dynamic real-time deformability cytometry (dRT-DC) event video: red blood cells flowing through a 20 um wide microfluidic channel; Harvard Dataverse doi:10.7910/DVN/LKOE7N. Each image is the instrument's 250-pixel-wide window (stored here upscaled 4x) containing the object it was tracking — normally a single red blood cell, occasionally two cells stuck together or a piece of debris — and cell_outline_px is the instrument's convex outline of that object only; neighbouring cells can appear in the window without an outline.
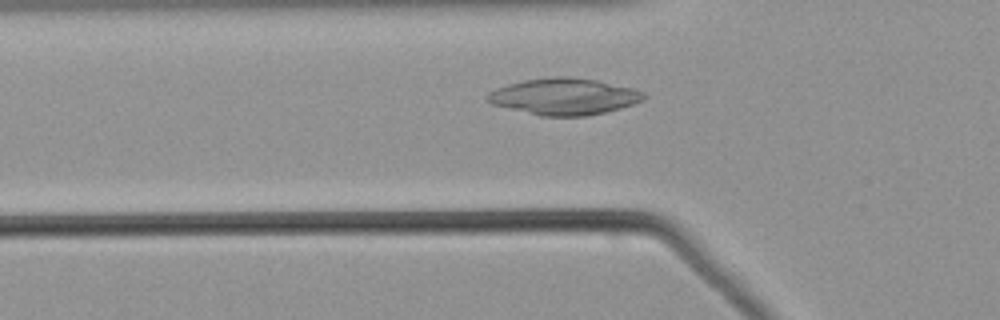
{"species": "common noctule bat (a hibernating species)", "species_latin": "Nyctalus noctula", "temperature_condition": "warm", "stored_images_in_passage": 43, "camera_frame_rate_fps": 3000, "um_per_image_px": 0.085, "animal": {"sex": "male", "body_mass_g": 21.5, "forearm_length_mm": 52.0}, "frame": {"image": 1, "passage_image": 8, "time_ms": 2.333, "image_size_px": [1000, 320], "cell_outline_px": [[644, 100], [620, 108], [588, 116], [540, 116], [492, 104], [484, 100], [484, 96], [488, 92], [496, 88], [508, 84], [524, 80], [552, 76], [568, 76], [596, 80], [632, 88], [644, 92]], "centroid_in_image_um": [47.89, 8.2], "position_along_channel_um": 77.9, "area_um2": 33.35}}
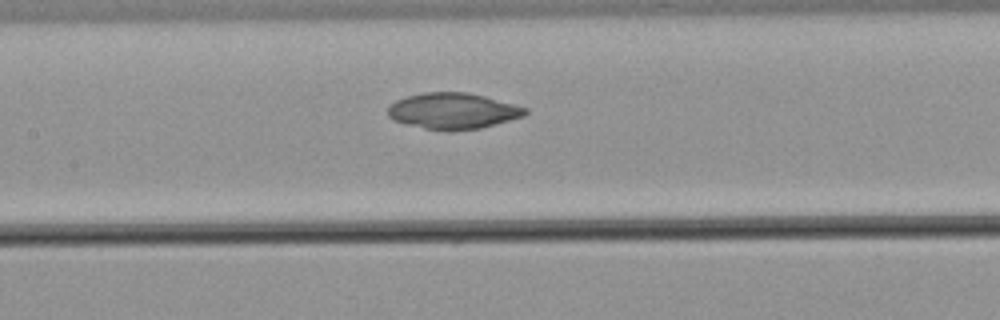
{"frame": {"image": 2, "passage_image": 15, "time_ms": 4.667, "image_size_px": [1000, 320], "cell_outline_px": [[528, 112], [524, 116], [480, 128], [452, 132], [448, 132], [424, 128], [392, 120], [388, 116], [388, 104], [396, 100], [408, 96], [424, 92], [468, 92], [516, 104], [528, 108]], "centroid_in_image_um": [38.5, 9.44], "position_along_channel_um": 168.9, "area_um2": 29.13}}
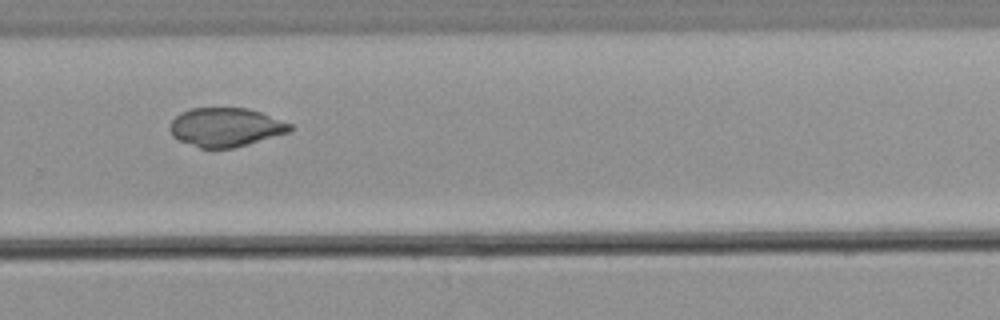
{"frame": {"image": 3, "passage_image": 26, "time_ms": 8.333, "image_size_px": [1000, 320], "cell_outline_px": [[292, 128], [288, 132], [248, 144], [232, 148], [200, 148], [180, 140], [172, 136], [168, 128], [172, 120], [180, 112], [192, 108], [248, 108], [260, 112], [292, 124]], "centroid_in_image_um": [19.15, 10.81], "position_along_channel_um": 310.7, "area_um2": 26.99}}